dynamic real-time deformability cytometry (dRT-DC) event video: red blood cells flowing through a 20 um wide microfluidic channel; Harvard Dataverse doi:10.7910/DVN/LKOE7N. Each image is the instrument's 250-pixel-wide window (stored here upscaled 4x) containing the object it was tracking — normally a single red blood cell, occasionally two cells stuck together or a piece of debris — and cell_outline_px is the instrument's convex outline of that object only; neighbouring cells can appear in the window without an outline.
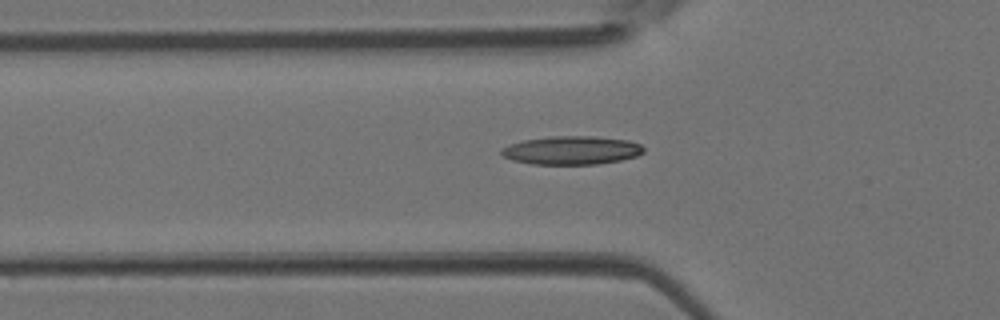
{"species": "Egyptian fruit bat (a non-hibernating species)", "species_latin": "Rousettus aegyptiacus", "temperature_condition": "room temperature", "stored_images_in_passage": 39, "camera_frame_rate_fps": 3000, "um_per_image_px": 0.085, "animal": {"sex": "female"}, "frame": {"image": 1, "passage_image": 15, "time_ms": 4.667, "image_size_px": [1000, 320], "cell_outline_px": [[644, 152], [636, 156], [620, 160], [596, 164], [532, 164], [512, 160], [504, 156], [500, 152], [500, 148], [508, 144], [524, 140], [552, 136], [592, 136], [628, 140], [640, 144], [644, 148]], "centroid_in_image_um": [48.56, 12.77], "position_along_channel_um": 77.2, "area_um2": 23.58}}
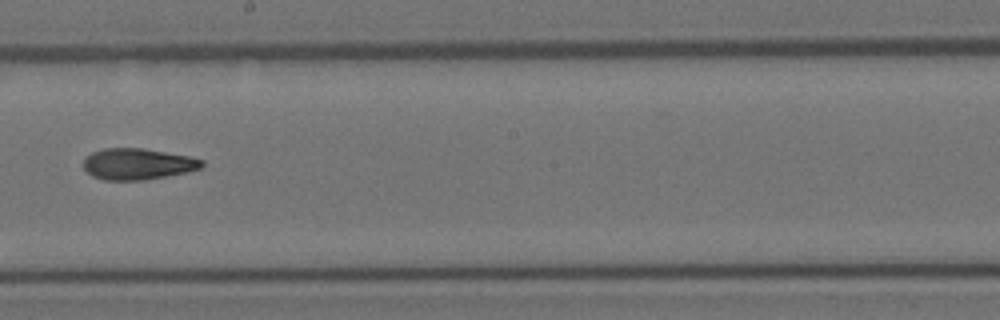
{"frame": {"image": 2, "passage_image": 25, "time_ms": 8.0, "image_size_px": [1000, 320], "cell_outline_px": [[204, 164], [200, 168], [184, 172], [144, 180], [104, 180], [92, 176], [84, 168], [84, 160], [92, 152], [104, 148], [144, 148], [188, 156], [204, 160]], "centroid_in_image_um": [11.68, 13.93], "position_along_channel_um": 236.5, "area_um2": 21.33}}
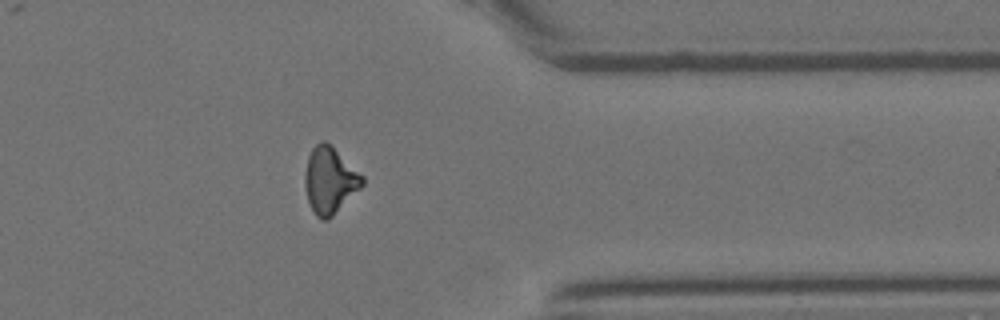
{"frame": {"image": 3, "passage_image": 35, "time_ms": 11.333, "image_size_px": [1000, 320], "cell_outline_px": [[364, 184], [328, 220], [320, 220], [316, 216], [308, 200], [304, 184], [304, 176], [308, 156], [312, 148], [320, 140], [324, 140], [332, 144], [364, 176]], "centroid_in_image_um": [28.03, 15.29], "position_along_channel_um": 383.4, "area_um2": 22.37}}